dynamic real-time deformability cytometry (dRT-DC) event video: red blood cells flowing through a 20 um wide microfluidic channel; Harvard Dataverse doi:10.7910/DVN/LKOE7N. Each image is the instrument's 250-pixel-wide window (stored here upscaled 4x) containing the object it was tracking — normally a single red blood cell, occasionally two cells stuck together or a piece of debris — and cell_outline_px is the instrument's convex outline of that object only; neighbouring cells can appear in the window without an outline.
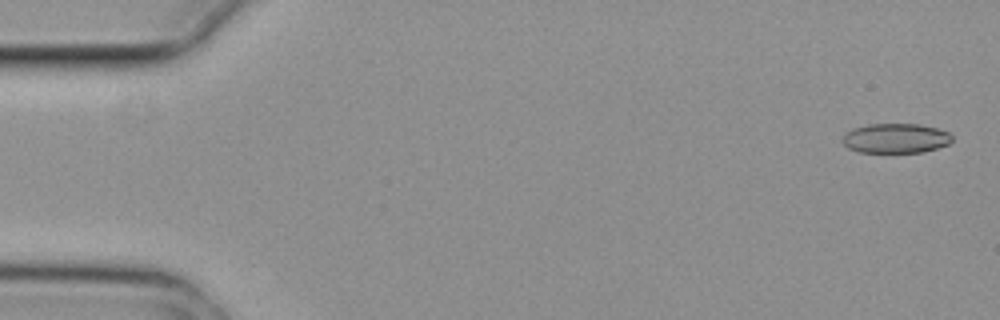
{"species": "common noctule bat (a hibernating species)", "species_latin": "Nyctalus noctula", "temperature_condition": "cold", "stored_images_in_passage": 5, "camera_frame_rate_fps": 3000, "um_per_image_px": 0.085, "animal": {"sex": "female", "body_mass_g": 29.2, "forearm_length_mm": 56.3}, "frame": {"image": 1, "passage_image": 1, "time_ms": 0.0, "image_size_px": [1000, 320], "cell_outline_px": [[952, 140], [948, 144], [924, 152], [856, 152], [848, 148], [844, 144], [844, 136], [852, 128], [868, 124], [920, 124], [936, 128], [948, 132], [952, 136]], "centroid_in_image_um": [76.14, 11.75], "position_along_channel_um": 8.9, "area_um2": 18.84}}
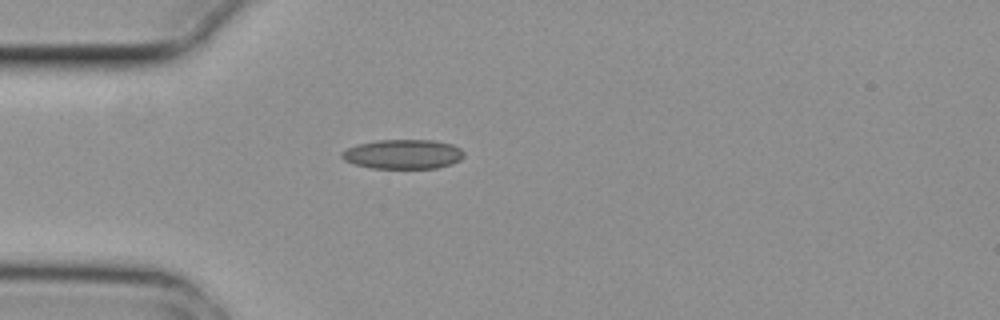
{"frame": {"image": 2, "passage_image": 5, "time_ms": 1.333, "image_size_px": [1000, 320], "cell_outline_px": [[464, 156], [460, 160], [452, 164], [436, 168], [372, 168], [356, 164], [344, 160], [340, 156], [340, 152], [356, 144], [376, 140], [432, 140], [452, 144], [460, 148], [464, 152]], "centroid_in_image_um": [34.26, 13.1], "position_along_channel_um": 50.7, "area_um2": 21.04}}